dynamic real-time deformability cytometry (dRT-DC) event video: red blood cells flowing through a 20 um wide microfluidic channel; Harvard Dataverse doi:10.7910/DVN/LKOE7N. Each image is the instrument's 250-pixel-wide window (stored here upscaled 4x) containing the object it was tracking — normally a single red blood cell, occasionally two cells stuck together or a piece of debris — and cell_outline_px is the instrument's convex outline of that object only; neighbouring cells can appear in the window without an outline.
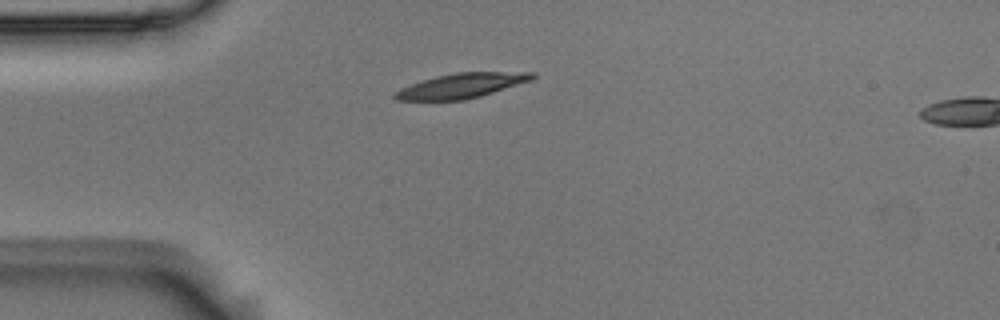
{"species": "Egyptian fruit bat (a non-hibernating species)", "species_latin": "Rousettus aegyptiacus", "temperature_condition": "room temperature", "stored_images_in_passage": 2, "camera_frame_rate_fps": 3000, "um_per_image_px": 0.085, "animal": {"sex": "male"}, "frame": {"image": 1, "passage_image": 1, "time_ms": 0.0, "image_size_px": [1000, 320], "cell_outline_px": [[536, 76], [532, 80], [480, 96], [464, 100], [396, 100], [392, 96], [400, 88], [436, 76], [456, 72], [536, 72]], "centroid_in_image_um": [39.25, 7.28], "position_along_channel_um": 45.8, "area_um2": 19.65}}